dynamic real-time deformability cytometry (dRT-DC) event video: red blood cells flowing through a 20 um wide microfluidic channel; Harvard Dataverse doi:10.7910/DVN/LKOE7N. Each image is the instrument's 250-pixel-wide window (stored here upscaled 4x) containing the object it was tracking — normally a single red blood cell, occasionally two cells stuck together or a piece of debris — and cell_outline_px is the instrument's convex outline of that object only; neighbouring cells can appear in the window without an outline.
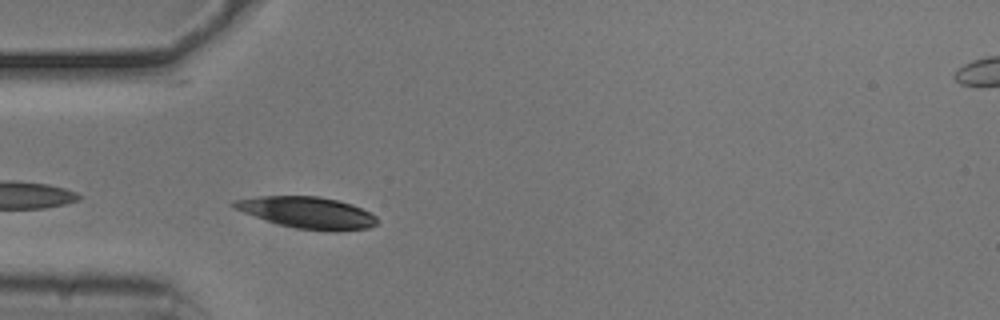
{"species": "common noctule bat (a hibernating species)", "species_latin": "Nyctalus noctula", "temperature_condition": "cold", "stored_images_in_passage": 35, "camera_frame_rate_fps": 3000, "um_per_image_px": 0.085, "animal": {"sex": "male", "body_mass_g": 20.5, "forearm_length_mm": 52.5}, "frame": {"image": 1, "passage_image": 2, "time_ms": 0.333, "image_size_px": [1000, 320], "cell_outline_px": [[380, 220], [376, 224], [368, 228], [332, 232], [328, 232], [296, 228], [280, 224], [232, 208], [228, 204], [232, 200], [260, 196], [320, 196], [352, 204], [376, 216]], "centroid_in_image_um": [26.13, 18.07], "position_along_channel_um": 58.9, "area_um2": 26.36}}
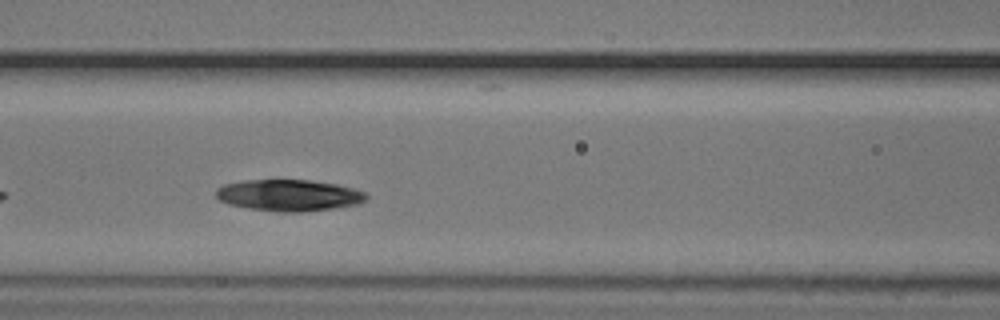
{"frame": {"image": 2, "passage_image": 9, "time_ms": 2.667, "image_size_px": [1000, 320], "cell_outline_px": [[368, 196], [360, 204], [332, 208], [300, 212], [280, 212], [248, 208], [228, 204], [220, 200], [216, 196], [216, 188], [224, 184], [244, 180], [312, 180], [336, 184], [352, 188], [364, 192]], "centroid_in_image_um": [24.53, 16.59], "position_along_channel_um": 142.1, "area_um2": 27.51}}
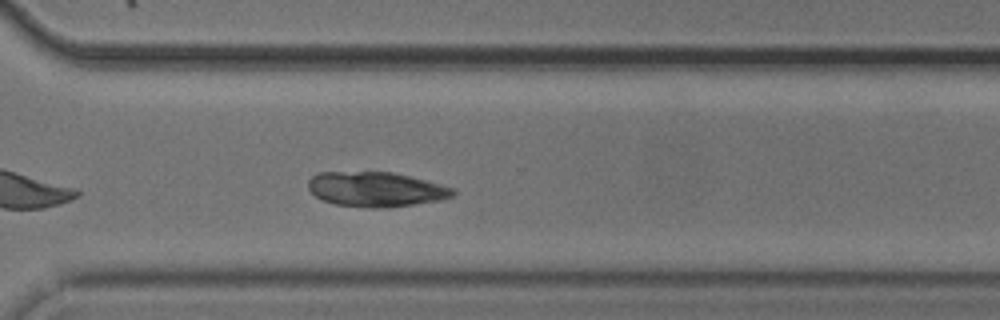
{"frame": {"image": 3, "passage_image": 25, "time_ms": 8.0, "image_size_px": [1000, 320], "cell_outline_px": [[456, 196], [444, 200], [384, 208], [372, 208], [336, 204], [324, 200], [316, 196], [308, 188], [308, 180], [312, 176], [320, 172], [392, 172], [456, 188]], "centroid_in_image_um": [32.01, 16.09], "position_along_channel_um": 338.6, "area_um2": 29.36}, "authors_computed_cell_mechanics": {"area_um2": 27.9174, "velocity_mm_per_s": 3.6941, "shape_relaxation_time_tau1_ms": null, "shape_relaxation_time_tau2_ms": 6.2804, "deformation_change_tau1": null, "deformation_change_tau2": 0.0721}}